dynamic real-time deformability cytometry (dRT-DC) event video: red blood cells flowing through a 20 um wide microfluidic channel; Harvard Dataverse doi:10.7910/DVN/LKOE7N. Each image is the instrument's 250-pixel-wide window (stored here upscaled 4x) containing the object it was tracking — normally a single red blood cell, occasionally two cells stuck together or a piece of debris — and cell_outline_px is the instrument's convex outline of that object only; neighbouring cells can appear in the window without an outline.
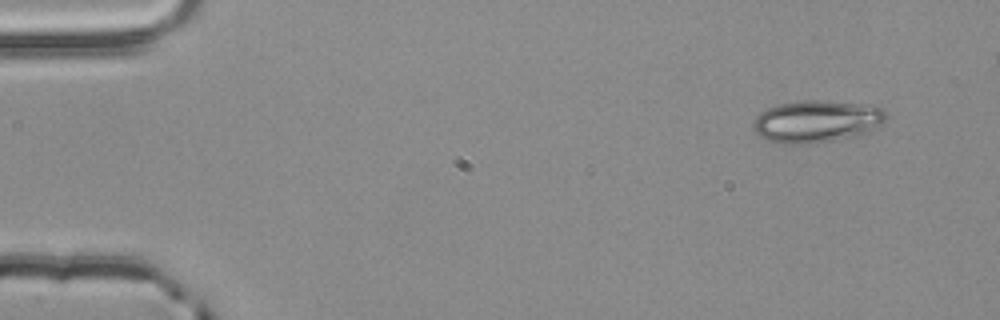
{"species": "common noctule bat (a hibernating species)", "species_latin": "Nyctalus noctula", "temperature_condition": "room temperature", "stored_images_in_passage": 4, "camera_frame_rate_fps": 3000, "um_per_image_px": 0.085, "animal": {"sex": "male", "body_mass_g": 20.4}, "frame": {"image": 1, "passage_image": 1, "time_ms": 0.0, "image_size_px": [1000, 320], "cell_outline_px": [[888, 116], [880, 124], [868, 132], [856, 136], [836, 140], [808, 144], [784, 144], [768, 140], [760, 136], [752, 128], [752, 120], [760, 112], [776, 104], [804, 100], [820, 100], [864, 104], [884, 108], [888, 112]], "centroid_in_image_um": [69.4, 10.31], "position_along_channel_um": 15.6, "area_um2": 33.0}}